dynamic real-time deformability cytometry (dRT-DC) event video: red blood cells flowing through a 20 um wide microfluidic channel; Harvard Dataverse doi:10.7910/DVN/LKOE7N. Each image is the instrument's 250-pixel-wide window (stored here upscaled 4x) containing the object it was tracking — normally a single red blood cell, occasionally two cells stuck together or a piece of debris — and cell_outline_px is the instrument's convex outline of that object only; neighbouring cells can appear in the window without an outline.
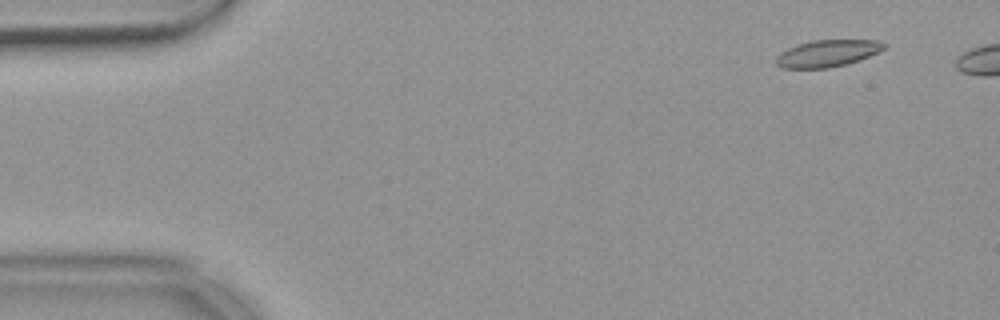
{"species": "common noctule bat (a hibernating species)", "species_latin": "Nyctalus noctula", "temperature_condition": "warm", "stored_images_in_passage": 16, "camera_frame_rate_fps": 3000, "um_per_image_px": 0.085, "animal": {"sex": "female", "body_mass_g": 18.4}, "frame": {"image": 1, "passage_image": 5, "time_ms": 1.333, "image_size_px": [1000, 320], "cell_outline_px": [[888, 44], [880, 52], [848, 64], [828, 68], [784, 68], [776, 64], [776, 56], [780, 52], [796, 44], [812, 40], [880, 40]], "centroid_in_image_um": [70.35, 4.53], "position_along_channel_um": 14.6, "area_um2": 17.11}}